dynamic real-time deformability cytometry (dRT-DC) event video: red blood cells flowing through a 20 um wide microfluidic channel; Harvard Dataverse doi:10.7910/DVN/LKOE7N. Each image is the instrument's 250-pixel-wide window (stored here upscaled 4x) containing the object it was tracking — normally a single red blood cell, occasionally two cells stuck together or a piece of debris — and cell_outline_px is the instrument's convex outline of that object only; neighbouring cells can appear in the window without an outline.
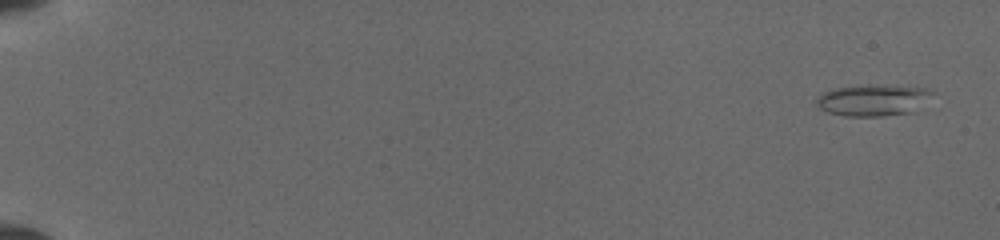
{"species": "common noctule bat (a hibernating species)", "species_latin": "Nyctalus noctula", "temperature_condition": "cold", "stored_images_in_passage": 7, "camera_frame_rate_fps": 3000, "um_per_image_px": 0.085, "animal": {"sex": "female", "body_mass_g": 19.5, "forearm_length_mm": 54.1}, "frame": {"image": 1, "passage_image": 1, "time_ms": 0.0, "image_size_px": [1000, 240], "cell_outline_px": [[932, 92], [908, 112], [880, 116], [844, 116], [828, 112], [820, 108], [816, 104], [816, 100], [824, 92], [836, 88], [924, 88]], "centroid_in_image_um": [74.03, 8.58], "position_along_channel_um": 11.0, "area_um2": 19.02}}
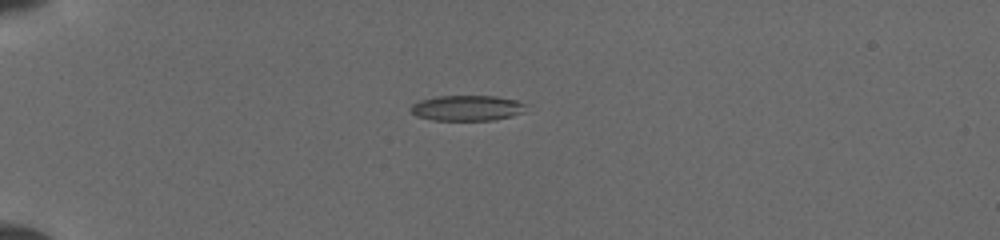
{"frame": {"image": 2, "passage_image": 7, "time_ms": 4.333, "image_size_px": [1000, 240], "cell_outline_px": [[528, 104], [520, 112], [512, 116], [492, 120], [432, 120], [416, 116], [412, 112], [412, 104], [420, 100], [436, 96], [496, 96], [516, 100]], "centroid_in_image_um": [39.69, 9.18], "position_along_channel_um": 45.3, "area_um2": 16.99}}